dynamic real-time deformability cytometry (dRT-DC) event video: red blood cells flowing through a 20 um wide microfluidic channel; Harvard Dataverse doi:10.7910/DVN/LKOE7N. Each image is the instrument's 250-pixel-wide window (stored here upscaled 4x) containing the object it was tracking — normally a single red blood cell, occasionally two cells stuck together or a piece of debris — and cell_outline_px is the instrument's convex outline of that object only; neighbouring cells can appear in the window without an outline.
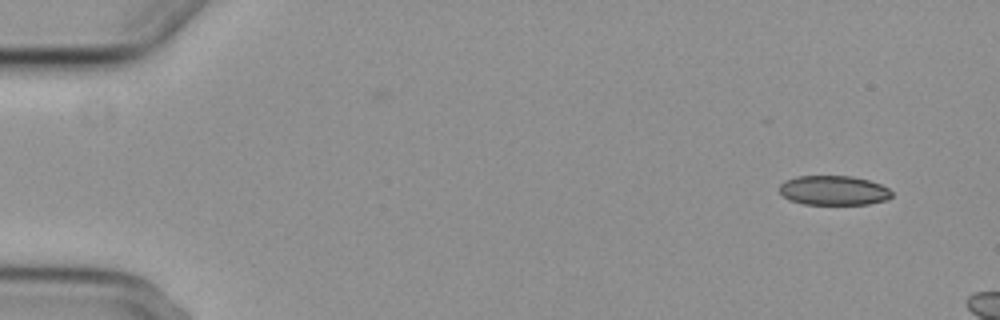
{"species": "common noctule bat (a hibernating species)", "species_latin": "Nyctalus noctula", "temperature_condition": "cold", "stored_images_in_passage": 5, "segment_of_instrument_passage": [2, 2], "camera_frame_rate_fps": 3000, "um_per_image_px": 0.085, "animal": {"sex": "female", "body_mass_g": 29.2, "forearm_length_mm": 56.3}, "frame": {"image": 1, "passage_image": 5, "time_ms": 9.667, "image_size_px": [1000, 320], "cell_outline_px": [[892, 196], [888, 200], [868, 204], [804, 204], [788, 200], [780, 192], [780, 184], [784, 180], [796, 176], [852, 176], [868, 180], [880, 184], [888, 188], [892, 192]], "centroid_in_image_um": [70.86, 16.18], "position_along_channel_um": 14.1, "area_um2": 19.42}}